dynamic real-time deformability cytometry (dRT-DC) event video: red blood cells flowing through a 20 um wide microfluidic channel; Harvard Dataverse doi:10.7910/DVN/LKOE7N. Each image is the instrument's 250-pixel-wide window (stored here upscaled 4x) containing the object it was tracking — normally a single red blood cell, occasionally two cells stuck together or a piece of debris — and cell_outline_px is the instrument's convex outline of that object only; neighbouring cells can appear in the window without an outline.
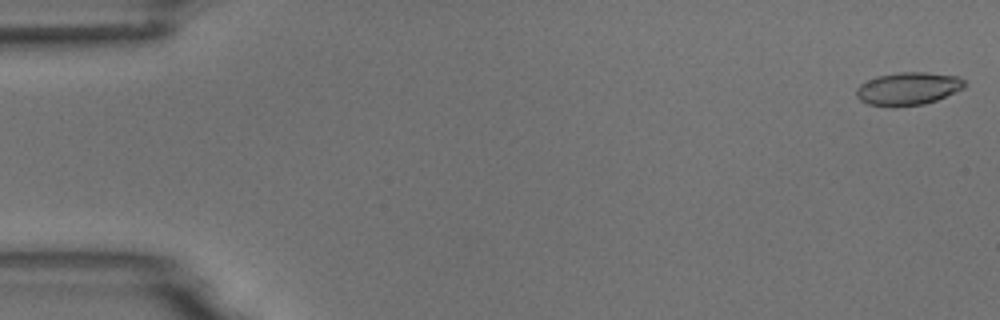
{"species": "common noctule bat (a hibernating species)", "species_latin": "Nyctalus noctula", "temperature_condition": "room temperature", "stored_images_in_passage": 5, "camera_frame_rate_fps": 3000, "um_per_image_px": 0.085, "animal": {"sex": "male", "body_mass_g": 18.8}, "frame": {"image": 1, "passage_image": 1, "time_ms": 0.0, "image_size_px": [1000, 320], "cell_outline_px": [[968, 84], [964, 88], [936, 100], [924, 104], [868, 104], [860, 100], [856, 96], [856, 88], [860, 84], [876, 76], [900, 72], [924, 72], [956, 76], [964, 80]], "centroid_in_image_um": [77.21, 7.49], "position_along_channel_um": 7.8, "area_um2": 20.11}}
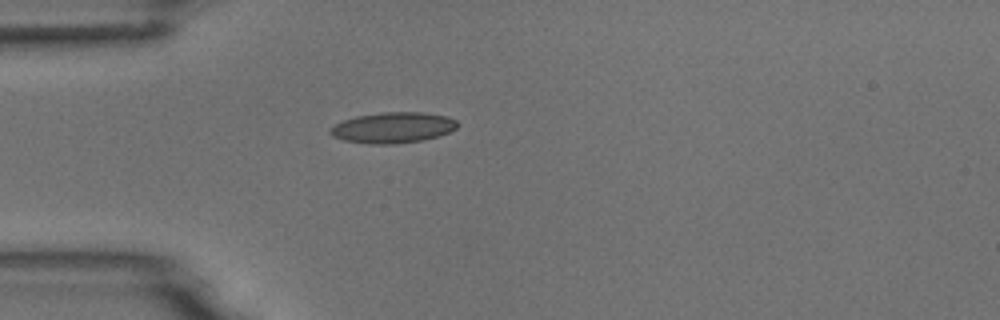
{"frame": {"image": 2, "passage_image": 5, "time_ms": 4.667, "image_size_px": [1000, 320], "cell_outline_px": [[460, 124], [456, 128], [440, 136], [424, 140], [392, 144], [368, 144], [344, 140], [332, 136], [328, 132], [328, 128], [344, 120], [356, 116], [384, 112], [424, 112], [448, 116], [456, 120]], "centroid_in_image_um": [33.41, 10.85], "position_along_channel_um": 51.6, "area_um2": 23.0}}